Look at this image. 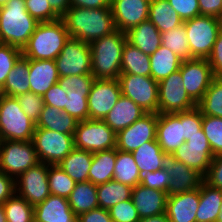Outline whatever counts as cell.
I'll list each match as a JSON object with an SVG mask.
<instances>
[{
  "mask_svg": "<svg viewBox=\"0 0 222 222\" xmlns=\"http://www.w3.org/2000/svg\"><path fill=\"white\" fill-rule=\"evenodd\" d=\"M49 164L39 162L15 180V193L30 205L43 202L51 193L48 184Z\"/></svg>",
  "mask_w": 222,
  "mask_h": 222,
  "instance_id": "5bb4252c",
  "label": "cell"
},
{
  "mask_svg": "<svg viewBox=\"0 0 222 222\" xmlns=\"http://www.w3.org/2000/svg\"><path fill=\"white\" fill-rule=\"evenodd\" d=\"M216 222H222V211L218 215Z\"/></svg>",
  "mask_w": 222,
  "mask_h": 222,
  "instance_id": "003e7915",
  "label": "cell"
},
{
  "mask_svg": "<svg viewBox=\"0 0 222 222\" xmlns=\"http://www.w3.org/2000/svg\"><path fill=\"white\" fill-rule=\"evenodd\" d=\"M78 121L56 107L44 105L40 117L36 122V128L49 129L64 134H74Z\"/></svg>",
  "mask_w": 222,
  "mask_h": 222,
  "instance_id": "83f0119b",
  "label": "cell"
},
{
  "mask_svg": "<svg viewBox=\"0 0 222 222\" xmlns=\"http://www.w3.org/2000/svg\"><path fill=\"white\" fill-rule=\"evenodd\" d=\"M0 222H7L3 204H0Z\"/></svg>",
  "mask_w": 222,
  "mask_h": 222,
  "instance_id": "e7e4bbea",
  "label": "cell"
},
{
  "mask_svg": "<svg viewBox=\"0 0 222 222\" xmlns=\"http://www.w3.org/2000/svg\"><path fill=\"white\" fill-rule=\"evenodd\" d=\"M88 95L68 90V97L63 111L74 117L78 122L89 120Z\"/></svg>",
  "mask_w": 222,
  "mask_h": 222,
  "instance_id": "ee69618b",
  "label": "cell"
},
{
  "mask_svg": "<svg viewBox=\"0 0 222 222\" xmlns=\"http://www.w3.org/2000/svg\"><path fill=\"white\" fill-rule=\"evenodd\" d=\"M145 114L146 112L130 98L121 95L103 121L117 134Z\"/></svg>",
  "mask_w": 222,
  "mask_h": 222,
  "instance_id": "cb8c5ba5",
  "label": "cell"
},
{
  "mask_svg": "<svg viewBox=\"0 0 222 222\" xmlns=\"http://www.w3.org/2000/svg\"><path fill=\"white\" fill-rule=\"evenodd\" d=\"M91 50L88 43L69 37L55 59L59 77L92 74Z\"/></svg>",
  "mask_w": 222,
  "mask_h": 222,
  "instance_id": "8fae6325",
  "label": "cell"
},
{
  "mask_svg": "<svg viewBox=\"0 0 222 222\" xmlns=\"http://www.w3.org/2000/svg\"><path fill=\"white\" fill-rule=\"evenodd\" d=\"M93 153L74 148L58 166L76 183L89 181Z\"/></svg>",
  "mask_w": 222,
  "mask_h": 222,
  "instance_id": "4dcf8cb0",
  "label": "cell"
},
{
  "mask_svg": "<svg viewBox=\"0 0 222 222\" xmlns=\"http://www.w3.org/2000/svg\"><path fill=\"white\" fill-rule=\"evenodd\" d=\"M136 165L142 174L164 168L167 155L161 149L157 140L145 142L132 152Z\"/></svg>",
  "mask_w": 222,
  "mask_h": 222,
  "instance_id": "f546056e",
  "label": "cell"
},
{
  "mask_svg": "<svg viewBox=\"0 0 222 222\" xmlns=\"http://www.w3.org/2000/svg\"><path fill=\"white\" fill-rule=\"evenodd\" d=\"M116 158V148L93 153L89 181L97 186L113 180Z\"/></svg>",
  "mask_w": 222,
  "mask_h": 222,
  "instance_id": "d6a6232c",
  "label": "cell"
},
{
  "mask_svg": "<svg viewBox=\"0 0 222 222\" xmlns=\"http://www.w3.org/2000/svg\"><path fill=\"white\" fill-rule=\"evenodd\" d=\"M127 41L143 53L151 55L161 46V33L150 21H142L126 32Z\"/></svg>",
  "mask_w": 222,
  "mask_h": 222,
  "instance_id": "484cf974",
  "label": "cell"
},
{
  "mask_svg": "<svg viewBox=\"0 0 222 222\" xmlns=\"http://www.w3.org/2000/svg\"><path fill=\"white\" fill-rule=\"evenodd\" d=\"M38 24L27 12L25 0H8L0 7V43L22 50Z\"/></svg>",
  "mask_w": 222,
  "mask_h": 222,
  "instance_id": "7a4b0ae2",
  "label": "cell"
},
{
  "mask_svg": "<svg viewBox=\"0 0 222 222\" xmlns=\"http://www.w3.org/2000/svg\"><path fill=\"white\" fill-rule=\"evenodd\" d=\"M126 33L115 30L90 43L91 71L95 79H118Z\"/></svg>",
  "mask_w": 222,
  "mask_h": 222,
  "instance_id": "3957f363",
  "label": "cell"
},
{
  "mask_svg": "<svg viewBox=\"0 0 222 222\" xmlns=\"http://www.w3.org/2000/svg\"><path fill=\"white\" fill-rule=\"evenodd\" d=\"M202 129L209 141L213 155H222V118L203 115Z\"/></svg>",
  "mask_w": 222,
  "mask_h": 222,
  "instance_id": "7bdbcfd3",
  "label": "cell"
},
{
  "mask_svg": "<svg viewBox=\"0 0 222 222\" xmlns=\"http://www.w3.org/2000/svg\"><path fill=\"white\" fill-rule=\"evenodd\" d=\"M7 222H34V206L14 193L3 204Z\"/></svg>",
  "mask_w": 222,
  "mask_h": 222,
  "instance_id": "60d3db41",
  "label": "cell"
},
{
  "mask_svg": "<svg viewBox=\"0 0 222 222\" xmlns=\"http://www.w3.org/2000/svg\"><path fill=\"white\" fill-rule=\"evenodd\" d=\"M121 93L140 106L146 113L158 114V82L149 76L120 74Z\"/></svg>",
  "mask_w": 222,
  "mask_h": 222,
  "instance_id": "30bf717a",
  "label": "cell"
},
{
  "mask_svg": "<svg viewBox=\"0 0 222 222\" xmlns=\"http://www.w3.org/2000/svg\"><path fill=\"white\" fill-rule=\"evenodd\" d=\"M78 220L70 208L67 198L50 194L43 202L34 206V222Z\"/></svg>",
  "mask_w": 222,
  "mask_h": 222,
  "instance_id": "d4e9b609",
  "label": "cell"
},
{
  "mask_svg": "<svg viewBox=\"0 0 222 222\" xmlns=\"http://www.w3.org/2000/svg\"><path fill=\"white\" fill-rule=\"evenodd\" d=\"M139 222H169L166 213L140 218Z\"/></svg>",
  "mask_w": 222,
  "mask_h": 222,
  "instance_id": "be15d7a7",
  "label": "cell"
},
{
  "mask_svg": "<svg viewBox=\"0 0 222 222\" xmlns=\"http://www.w3.org/2000/svg\"><path fill=\"white\" fill-rule=\"evenodd\" d=\"M69 37L61 18L50 22H39L22 49V55L32 60H55Z\"/></svg>",
  "mask_w": 222,
  "mask_h": 222,
  "instance_id": "277c9868",
  "label": "cell"
},
{
  "mask_svg": "<svg viewBox=\"0 0 222 222\" xmlns=\"http://www.w3.org/2000/svg\"><path fill=\"white\" fill-rule=\"evenodd\" d=\"M48 184L52 195L68 198L73 191L76 182L58 165H49Z\"/></svg>",
  "mask_w": 222,
  "mask_h": 222,
  "instance_id": "b9f144b4",
  "label": "cell"
},
{
  "mask_svg": "<svg viewBox=\"0 0 222 222\" xmlns=\"http://www.w3.org/2000/svg\"><path fill=\"white\" fill-rule=\"evenodd\" d=\"M199 198L196 222H216L222 211V190L210 187L203 181L199 187Z\"/></svg>",
  "mask_w": 222,
  "mask_h": 222,
  "instance_id": "4316f807",
  "label": "cell"
},
{
  "mask_svg": "<svg viewBox=\"0 0 222 222\" xmlns=\"http://www.w3.org/2000/svg\"><path fill=\"white\" fill-rule=\"evenodd\" d=\"M156 140L167 156L185 142L181 112L158 114Z\"/></svg>",
  "mask_w": 222,
  "mask_h": 222,
  "instance_id": "d6986e66",
  "label": "cell"
},
{
  "mask_svg": "<svg viewBox=\"0 0 222 222\" xmlns=\"http://www.w3.org/2000/svg\"><path fill=\"white\" fill-rule=\"evenodd\" d=\"M73 135L35 128L32 141L39 162L58 165L75 148Z\"/></svg>",
  "mask_w": 222,
  "mask_h": 222,
  "instance_id": "9c48e42d",
  "label": "cell"
},
{
  "mask_svg": "<svg viewBox=\"0 0 222 222\" xmlns=\"http://www.w3.org/2000/svg\"><path fill=\"white\" fill-rule=\"evenodd\" d=\"M207 60L212 68L214 77H222V29Z\"/></svg>",
  "mask_w": 222,
  "mask_h": 222,
  "instance_id": "9f6ffc18",
  "label": "cell"
},
{
  "mask_svg": "<svg viewBox=\"0 0 222 222\" xmlns=\"http://www.w3.org/2000/svg\"><path fill=\"white\" fill-rule=\"evenodd\" d=\"M157 113H146L116 134V149L132 153L145 142L156 140Z\"/></svg>",
  "mask_w": 222,
  "mask_h": 222,
  "instance_id": "9a60e30c",
  "label": "cell"
},
{
  "mask_svg": "<svg viewBox=\"0 0 222 222\" xmlns=\"http://www.w3.org/2000/svg\"><path fill=\"white\" fill-rule=\"evenodd\" d=\"M178 70L158 82V114L177 113L193 109L197 104L187 94Z\"/></svg>",
  "mask_w": 222,
  "mask_h": 222,
  "instance_id": "7c38bea8",
  "label": "cell"
},
{
  "mask_svg": "<svg viewBox=\"0 0 222 222\" xmlns=\"http://www.w3.org/2000/svg\"><path fill=\"white\" fill-rule=\"evenodd\" d=\"M36 123L23 111L16 97L0 94V141H31Z\"/></svg>",
  "mask_w": 222,
  "mask_h": 222,
  "instance_id": "5b68a950",
  "label": "cell"
},
{
  "mask_svg": "<svg viewBox=\"0 0 222 222\" xmlns=\"http://www.w3.org/2000/svg\"><path fill=\"white\" fill-rule=\"evenodd\" d=\"M200 15L222 20V0H199Z\"/></svg>",
  "mask_w": 222,
  "mask_h": 222,
  "instance_id": "6f0895ef",
  "label": "cell"
},
{
  "mask_svg": "<svg viewBox=\"0 0 222 222\" xmlns=\"http://www.w3.org/2000/svg\"><path fill=\"white\" fill-rule=\"evenodd\" d=\"M151 0H111L115 27L124 33L149 17Z\"/></svg>",
  "mask_w": 222,
  "mask_h": 222,
  "instance_id": "ac0fdd59",
  "label": "cell"
},
{
  "mask_svg": "<svg viewBox=\"0 0 222 222\" xmlns=\"http://www.w3.org/2000/svg\"><path fill=\"white\" fill-rule=\"evenodd\" d=\"M192 58L207 59L222 29V20L211 16H197L183 21Z\"/></svg>",
  "mask_w": 222,
  "mask_h": 222,
  "instance_id": "8992f818",
  "label": "cell"
},
{
  "mask_svg": "<svg viewBox=\"0 0 222 222\" xmlns=\"http://www.w3.org/2000/svg\"><path fill=\"white\" fill-rule=\"evenodd\" d=\"M161 41V45L177 54L181 60L184 61L192 59L184 23L176 28L161 33Z\"/></svg>",
  "mask_w": 222,
  "mask_h": 222,
  "instance_id": "ab89813d",
  "label": "cell"
},
{
  "mask_svg": "<svg viewBox=\"0 0 222 222\" xmlns=\"http://www.w3.org/2000/svg\"><path fill=\"white\" fill-rule=\"evenodd\" d=\"M21 55L22 50L19 48L0 43V89L3 87L8 74Z\"/></svg>",
  "mask_w": 222,
  "mask_h": 222,
  "instance_id": "f6af8a7d",
  "label": "cell"
},
{
  "mask_svg": "<svg viewBox=\"0 0 222 222\" xmlns=\"http://www.w3.org/2000/svg\"><path fill=\"white\" fill-rule=\"evenodd\" d=\"M170 176L167 174L165 168L156 170L154 172H146L141 175L140 184L144 187L168 192Z\"/></svg>",
  "mask_w": 222,
  "mask_h": 222,
  "instance_id": "816d5d0a",
  "label": "cell"
},
{
  "mask_svg": "<svg viewBox=\"0 0 222 222\" xmlns=\"http://www.w3.org/2000/svg\"><path fill=\"white\" fill-rule=\"evenodd\" d=\"M121 74L151 77V62L148 54L126 41L121 59Z\"/></svg>",
  "mask_w": 222,
  "mask_h": 222,
  "instance_id": "836d02e7",
  "label": "cell"
},
{
  "mask_svg": "<svg viewBox=\"0 0 222 222\" xmlns=\"http://www.w3.org/2000/svg\"><path fill=\"white\" fill-rule=\"evenodd\" d=\"M16 98L22 108V111L36 123L44 106L43 96L36 95L29 91L17 96Z\"/></svg>",
  "mask_w": 222,
  "mask_h": 222,
  "instance_id": "c3c4849f",
  "label": "cell"
},
{
  "mask_svg": "<svg viewBox=\"0 0 222 222\" xmlns=\"http://www.w3.org/2000/svg\"><path fill=\"white\" fill-rule=\"evenodd\" d=\"M67 97V92H64L59 84L56 83L44 94V105H50L63 111Z\"/></svg>",
  "mask_w": 222,
  "mask_h": 222,
  "instance_id": "11a10c76",
  "label": "cell"
},
{
  "mask_svg": "<svg viewBox=\"0 0 222 222\" xmlns=\"http://www.w3.org/2000/svg\"><path fill=\"white\" fill-rule=\"evenodd\" d=\"M131 186L114 180L97 185V199L100 208L109 210L119 202L131 199Z\"/></svg>",
  "mask_w": 222,
  "mask_h": 222,
  "instance_id": "8d00e7d4",
  "label": "cell"
},
{
  "mask_svg": "<svg viewBox=\"0 0 222 222\" xmlns=\"http://www.w3.org/2000/svg\"><path fill=\"white\" fill-rule=\"evenodd\" d=\"M121 95L118 79H95L87 97L89 119L103 120Z\"/></svg>",
  "mask_w": 222,
  "mask_h": 222,
  "instance_id": "e0dca14e",
  "label": "cell"
},
{
  "mask_svg": "<svg viewBox=\"0 0 222 222\" xmlns=\"http://www.w3.org/2000/svg\"><path fill=\"white\" fill-rule=\"evenodd\" d=\"M199 202V188L168 196L165 213L169 222H196Z\"/></svg>",
  "mask_w": 222,
  "mask_h": 222,
  "instance_id": "44dd1931",
  "label": "cell"
},
{
  "mask_svg": "<svg viewBox=\"0 0 222 222\" xmlns=\"http://www.w3.org/2000/svg\"><path fill=\"white\" fill-rule=\"evenodd\" d=\"M29 59L21 55L0 89V94L17 97L30 91Z\"/></svg>",
  "mask_w": 222,
  "mask_h": 222,
  "instance_id": "f1b7e54d",
  "label": "cell"
},
{
  "mask_svg": "<svg viewBox=\"0 0 222 222\" xmlns=\"http://www.w3.org/2000/svg\"><path fill=\"white\" fill-rule=\"evenodd\" d=\"M8 0H0V7L4 6Z\"/></svg>",
  "mask_w": 222,
  "mask_h": 222,
  "instance_id": "a7ac6f4b",
  "label": "cell"
},
{
  "mask_svg": "<svg viewBox=\"0 0 222 222\" xmlns=\"http://www.w3.org/2000/svg\"><path fill=\"white\" fill-rule=\"evenodd\" d=\"M15 193V180L0 171V204H4Z\"/></svg>",
  "mask_w": 222,
  "mask_h": 222,
  "instance_id": "91938a15",
  "label": "cell"
},
{
  "mask_svg": "<svg viewBox=\"0 0 222 222\" xmlns=\"http://www.w3.org/2000/svg\"><path fill=\"white\" fill-rule=\"evenodd\" d=\"M148 20L156 26L160 33L183 24V20L168 3V0H151Z\"/></svg>",
  "mask_w": 222,
  "mask_h": 222,
  "instance_id": "d590c367",
  "label": "cell"
},
{
  "mask_svg": "<svg viewBox=\"0 0 222 222\" xmlns=\"http://www.w3.org/2000/svg\"><path fill=\"white\" fill-rule=\"evenodd\" d=\"M179 71L187 94L197 104L215 78L208 60L198 58L184 60Z\"/></svg>",
  "mask_w": 222,
  "mask_h": 222,
  "instance_id": "2e32d148",
  "label": "cell"
},
{
  "mask_svg": "<svg viewBox=\"0 0 222 222\" xmlns=\"http://www.w3.org/2000/svg\"><path fill=\"white\" fill-rule=\"evenodd\" d=\"M167 197L166 192L144 187L141 184L132 188L131 200L140 218L165 213Z\"/></svg>",
  "mask_w": 222,
  "mask_h": 222,
  "instance_id": "7402d4cb",
  "label": "cell"
},
{
  "mask_svg": "<svg viewBox=\"0 0 222 222\" xmlns=\"http://www.w3.org/2000/svg\"><path fill=\"white\" fill-rule=\"evenodd\" d=\"M202 120L203 115L197 106L181 112V124H183L185 141L202 129Z\"/></svg>",
  "mask_w": 222,
  "mask_h": 222,
  "instance_id": "f907efd6",
  "label": "cell"
},
{
  "mask_svg": "<svg viewBox=\"0 0 222 222\" xmlns=\"http://www.w3.org/2000/svg\"><path fill=\"white\" fill-rule=\"evenodd\" d=\"M149 57L151 62V78L157 82L177 72L183 61L177 54L163 45L153 54L149 55Z\"/></svg>",
  "mask_w": 222,
  "mask_h": 222,
  "instance_id": "1f68e13d",
  "label": "cell"
},
{
  "mask_svg": "<svg viewBox=\"0 0 222 222\" xmlns=\"http://www.w3.org/2000/svg\"><path fill=\"white\" fill-rule=\"evenodd\" d=\"M167 174L171 177L168 187V196L182 194L200 187L203 176L184 163L168 156L164 165Z\"/></svg>",
  "mask_w": 222,
  "mask_h": 222,
  "instance_id": "ffe728a7",
  "label": "cell"
},
{
  "mask_svg": "<svg viewBox=\"0 0 222 222\" xmlns=\"http://www.w3.org/2000/svg\"><path fill=\"white\" fill-rule=\"evenodd\" d=\"M183 21L200 16L199 0H168Z\"/></svg>",
  "mask_w": 222,
  "mask_h": 222,
  "instance_id": "f5cc1de1",
  "label": "cell"
},
{
  "mask_svg": "<svg viewBox=\"0 0 222 222\" xmlns=\"http://www.w3.org/2000/svg\"><path fill=\"white\" fill-rule=\"evenodd\" d=\"M51 8L62 17L70 8V0H48Z\"/></svg>",
  "mask_w": 222,
  "mask_h": 222,
  "instance_id": "6125c7cd",
  "label": "cell"
},
{
  "mask_svg": "<svg viewBox=\"0 0 222 222\" xmlns=\"http://www.w3.org/2000/svg\"><path fill=\"white\" fill-rule=\"evenodd\" d=\"M113 222H139L140 216L131 199L119 202L109 210Z\"/></svg>",
  "mask_w": 222,
  "mask_h": 222,
  "instance_id": "681fc988",
  "label": "cell"
},
{
  "mask_svg": "<svg viewBox=\"0 0 222 222\" xmlns=\"http://www.w3.org/2000/svg\"><path fill=\"white\" fill-rule=\"evenodd\" d=\"M48 222H78V220H57V221H48Z\"/></svg>",
  "mask_w": 222,
  "mask_h": 222,
  "instance_id": "03108f58",
  "label": "cell"
},
{
  "mask_svg": "<svg viewBox=\"0 0 222 222\" xmlns=\"http://www.w3.org/2000/svg\"><path fill=\"white\" fill-rule=\"evenodd\" d=\"M39 163L33 141H0V171L16 180Z\"/></svg>",
  "mask_w": 222,
  "mask_h": 222,
  "instance_id": "52a82bcc",
  "label": "cell"
},
{
  "mask_svg": "<svg viewBox=\"0 0 222 222\" xmlns=\"http://www.w3.org/2000/svg\"><path fill=\"white\" fill-rule=\"evenodd\" d=\"M170 157L196 170L204 177L214 155L209 141L201 129L176 149Z\"/></svg>",
  "mask_w": 222,
  "mask_h": 222,
  "instance_id": "4fadbf2b",
  "label": "cell"
},
{
  "mask_svg": "<svg viewBox=\"0 0 222 222\" xmlns=\"http://www.w3.org/2000/svg\"><path fill=\"white\" fill-rule=\"evenodd\" d=\"M29 80L30 91L44 96L59 80L55 60L29 59Z\"/></svg>",
  "mask_w": 222,
  "mask_h": 222,
  "instance_id": "603a6c76",
  "label": "cell"
},
{
  "mask_svg": "<svg viewBox=\"0 0 222 222\" xmlns=\"http://www.w3.org/2000/svg\"><path fill=\"white\" fill-rule=\"evenodd\" d=\"M67 199L76 216L99 207L97 186L90 181L77 182Z\"/></svg>",
  "mask_w": 222,
  "mask_h": 222,
  "instance_id": "e575fe53",
  "label": "cell"
},
{
  "mask_svg": "<svg viewBox=\"0 0 222 222\" xmlns=\"http://www.w3.org/2000/svg\"><path fill=\"white\" fill-rule=\"evenodd\" d=\"M61 19L70 37L88 44L117 30L111 8L70 7Z\"/></svg>",
  "mask_w": 222,
  "mask_h": 222,
  "instance_id": "6da1fadb",
  "label": "cell"
},
{
  "mask_svg": "<svg viewBox=\"0 0 222 222\" xmlns=\"http://www.w3.org/2000/svg\"><path fill=\"white\" fill-rule=\"evenodd\" d=\"M78 222H113L109 211L103 208H95L78 216Z\"/></svg>",
  "mask_w": 222,
  "mask_h": 222,
  "instance_id": "680465c9",
  "label": "cell"
},
{
  "mask_svg": "<svg viewBox=\"0 0 222 222\" xmlns=\"http://www.w3.org/2000/svg\"><path fill=\"white\" fill-rule=\"evenodd\" d=\"M113 180L131 187L140 184L141 173L132 153L117 150Z\"/></svg>",
  "mask_w": 222,
  "mask_h": 222,
  "instance_id": "74e56055",
  "label": "cell"
},
{
  "mask_svg": "<svg viewBox=\"0 0 222 222\" xmlns=\"http://www.w3.org/2000/svg\"><path fill=\"white\" fill-rule=\"evenodd\" d=\"M203 180L210 187L222 190V155L214 156Z\"/></svg>",
  "mask_w": 222,
  "mask_h": 222,
  "instance_id": "db71d44e",
  "label": "cell"
},
{
  "mask_svg": "<svg viewBox=\"0 0 222 222\" xmlns=\"http://www.w3.org/2000/svg\"><path fill=\"white\" fill-rule=\"evenodd\" d=\"M94 80L95 77L92 74L71 75L59 77L57 83L64 92L70 90L78 93L89 94Z\"/></svg>",
  "mask_w": 222,
  "mask_h": 222,
  "instance_id": "bcb514c9",
  "label": "cell"
},
{
  "mask_svg": "<svg viewBox=\"0 0 222 222\" xmlns=\"http://www.w3.org/2000/svg\"><path fill=\"white\" fill-rule=\"evenodd\" d=\"M27 12L38 22H50L61 17L51 8L48 0H25Z\"/></svg>",
  "mask_w": 222,
  "mask_h": 222,
  "instance_id": "7dc6e473",
  "label": "cell"
},
{
  "mask_svg": "<svg viewBox=\"0 0 222 222\" xmlns=\"http://www.w3.org/2000/svg\"><path fill=\"white\" fill-rule=\"evenodd\" d=\"M76 149L95 153L116 148V133L103 121H79L73 135Z\"/></svg>",
  "mask_w": 222,
  "mask_h": 222,
  "instance_id": "ba28073f",
  "label": "cell"
},
{
  "mask_svg": "<svg viewBox=\"0 0 222 222\" xmlns=\"http://www.w3.org/2000/svg\"><path fill=\"white\" fill-rule=\"evenodd\" d=\"M111 0H70V7L87 9L111 8Z\"/></svg>",
  "mask_w": 222,
  "mask_h": 222,
  "instance_id": "94428289",
  "label": "cell"
},
{
  "mask_svg": "<svg viewBox=\"0 0 222 222\" xmlns=\"http://www.w3.org/2000/svg\"><path fill=\"white\" fill-rule=\"evenodd\" d=\"M202 115L222 118V77H215L197 103Z\"/></svg>",
  "mask_w": 222,
  "mask_h": 222,
  "instance_id": "f35d334b",
  "label": "cell"
}]
</instances>
